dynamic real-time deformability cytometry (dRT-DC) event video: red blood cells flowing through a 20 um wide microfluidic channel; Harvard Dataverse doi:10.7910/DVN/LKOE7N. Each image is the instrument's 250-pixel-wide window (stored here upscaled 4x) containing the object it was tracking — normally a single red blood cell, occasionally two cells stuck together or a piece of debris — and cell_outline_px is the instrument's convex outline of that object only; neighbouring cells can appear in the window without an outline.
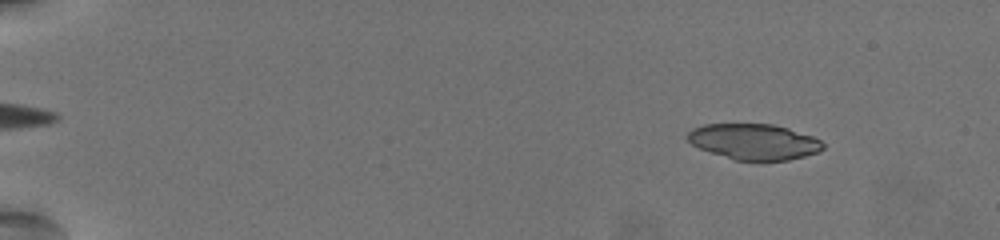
{"species": "common noctule bat (a hibernating species)", "species_latin": "Nyctalus noctula", "temperature_condition": "warm", "stored_images_in_passage": 61, "camera_frame_rate_fps": 3000, "um_per_image_px": 0.085, "animal": {"sex": "female", "body_mass_g": 19.5, "forearm_length_mm": 54.1}, "frame": {"image": 1, "passage_image": 8, "time_ms": 2.333, "image_size_px": [1000, 240], "cell_outline_px": [[824, 148], [816, 152], [804, 156], [788, 160], [736, 160], [700, 148], [692, 144], [688, 140], [688, 132], [692, 128], [704, 124], [772, 124], [788, 128], [812, 136], [820, 140], [824, 144]], "centroid_in_image_um": [64.09, 12.03], "position_along_channel_um": 20.9, "area_um2": 27.86}}
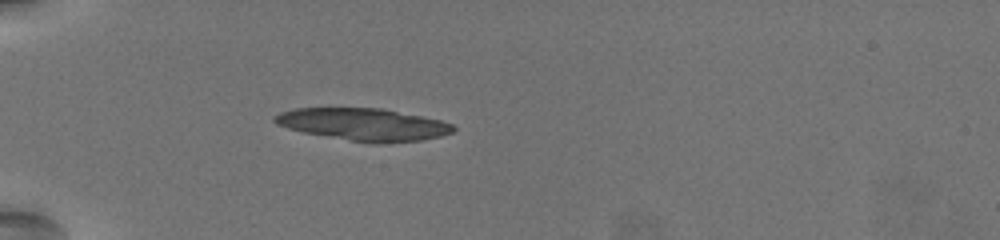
{"frame": {"image": 2, "passage_image": 21, "time_ms": 6.667, "image_size_px": [1000, 240], "cell_outline_px": [[456, 128], [452, 132], [440, 136], [420, 140], [380, 144], [376, 144], [304, 132], [288, 128], [276, 124], [272, 120], [272, 116], [280, 112], [296, 108], [384, 108], [440, 120], [452, 124]], "centroid_in_image_um": [30.89, 10.57], "position_along_channel_um": 54.1, "area_um2": 33.47}, "authors_computed_cell_mechanics": {"area_um2": 29.478, "velocity_mm_per_s": 3.5671, "shape_relaxation_time_tau1_ms": 2.3594, "shape_relaxation_time_tau2_ms": 2.6632, "deformation_change_tau1": 0.3354, "deformation_change_tau2": 0.0887}}